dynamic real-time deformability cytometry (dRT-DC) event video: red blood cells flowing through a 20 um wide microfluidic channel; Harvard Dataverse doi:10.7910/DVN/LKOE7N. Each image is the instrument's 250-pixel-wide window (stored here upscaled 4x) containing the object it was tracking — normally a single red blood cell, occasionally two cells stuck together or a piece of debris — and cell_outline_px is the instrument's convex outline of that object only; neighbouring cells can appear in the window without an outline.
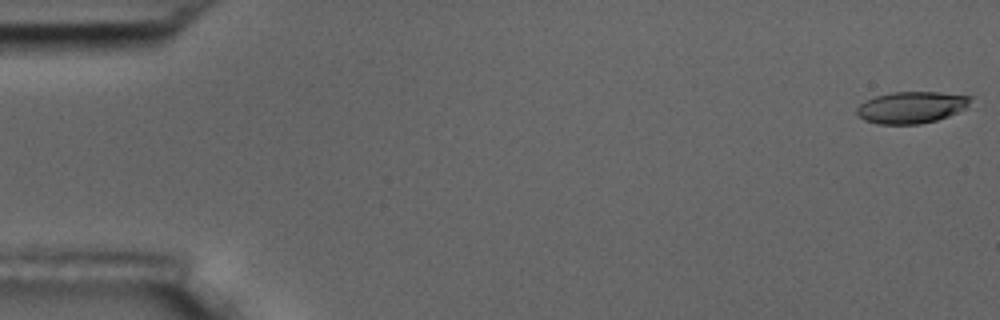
{"species": "common noctule bat (a hibernating species)", "species_latin": "Nyctalus noctula", "temperature_condition": "room temperature", "stored_images_in_passage": 7, "camera_frame_rate_fps": 3000, "um_per_image_px": 0.085, "animal": {"sex": "male", "body_mass_g": 17.5, "forearm_length_mm": 52.3}, "frame": {"image": 1, "passage_image": 1, "time_ms": 0.0, "image_size_px": [1000, 320], "cell_outline_px": [[972, 96], [968, 104], [964, 108], [948, 116], [936, 120], [920, 124], [876, 124], [864, 120], [856, 112], [856, 108], [860, 104], [876, 96], [892, 92], [940, 92]], "centroid_in_image_um": [77.45, 9.13], "position_along_channel_um": 7.6, "area_um2": 20.81}}
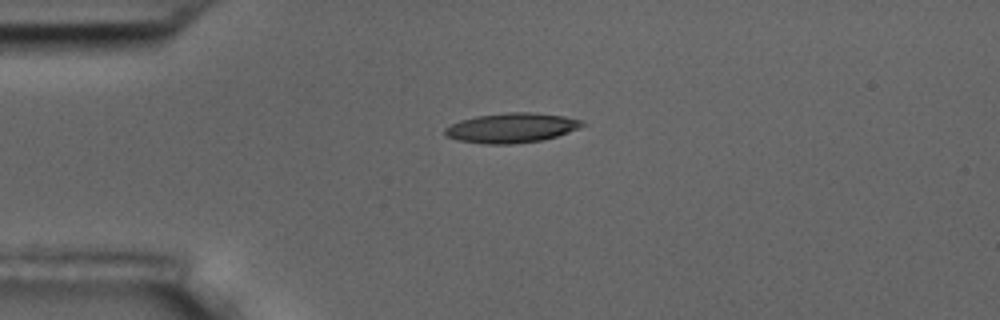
{"frame": {"image": 2, "passage_image": 5, "time_ms": 4.333, "image_size_px": [1000, 320], "cell_outline_px": [[588, 124], [580, 128], [556, 136], [540, 140], [512, 144], [488, 144], [460, 140], [444, 136], [444, 128], [460, 120], [476, 116], [508, 112], [532, 112], [564, 116], [580, 120]], "centroid_in_image_um": [43.48, 10.86], "position_along_channel_um": 41.5, "area_um2": 23.7}}